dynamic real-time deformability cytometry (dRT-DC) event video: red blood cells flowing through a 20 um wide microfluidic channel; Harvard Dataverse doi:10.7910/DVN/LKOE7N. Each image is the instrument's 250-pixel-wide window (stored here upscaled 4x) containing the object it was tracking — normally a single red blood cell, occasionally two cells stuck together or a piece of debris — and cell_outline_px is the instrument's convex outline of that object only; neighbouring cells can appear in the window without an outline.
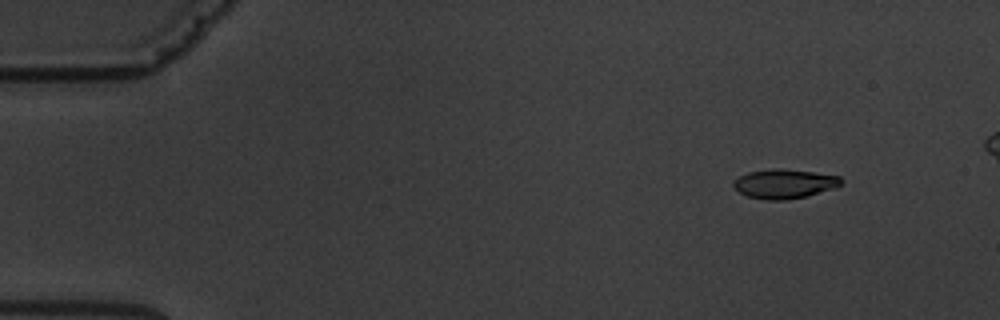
{"species": "common noctule bat (a hibernating species)", "species_latin": "Nyctalus noctula", "temperature_condition": "warm", "stored_images_in_passage": 5, "segment_of_instrument_passage": [2, 2], "camera_frame_rate_fps": 3000, "um_per_image_px": 0.085, "animal": {"sex": "male", "body_mass_g": 19.5, "forearm_length_mm": 54.6}, "frame": {"image": 1, "passage_image": 5, "time_ms": 6.667, "image_size_px": [1000, 320], "cell_outline_px": [[844, 180], [836, 188], [804, 196], [784, 200], [768, 200], [748, 196], [740, 192], [732, 184], [732, 180], [748, 172], [772, 168], [780, 168], [812, 172], [840, 176]], "centroid_in_image_um": [66.67, 15.61], "position_along_channel_um": 18.3, "area_um2": 18.26}}